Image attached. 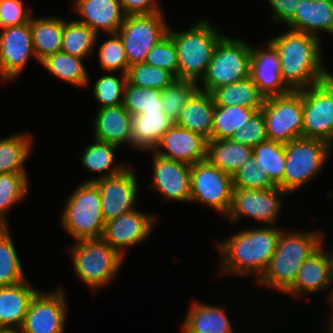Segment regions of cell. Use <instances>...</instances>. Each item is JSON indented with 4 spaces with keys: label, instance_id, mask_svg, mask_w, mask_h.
I'll return each mask as SVG.
<instances>
[{
    "label": "cell",
    "instance_id": "obj_1",
    "mask_svg": "<svg viewBox=\"0 0 333 333\" xmlns=\"http://www.w3.org/2000/svg\"><path fill=\"white\" fill-rule=\"evenodd\" d=\"M281 231L274 226L241 229L218 241L221 274L250 276L257 281L276 251Z\"/></svg>",
    "mask_w": 333,
    "mask_h": 333
},
{
    "label": "cell",
    "instance_id": "obj_2",
    "mask_svg": "<svg viewBox=\"0 0 333 333\" xmlns=\"http://www.w3.org/2000/svg\"><path fill=\"white\" fill-rule=\"evenodd\" d=\"M269 40L278 49L281 76L292 91L308 88L332 74L321 62L320 37L287 30Z\"/></svg>",
    "mask_w": 333,
    "mask_h": 333
},
{
    "label": "cell",
    "instance_id": "obj_3",
    "mask_svg": "<svg viewBox=\"0 0 333 333\" xmlns=\"http://www.w3.org/2000/svg\"><path fill=\"white\" fill-rule=\"evenodd\" d=\"M322 235L317 230H282L276 251L257 283L285 293L294 284L302 264L320 247Z\"/></svg>",
    "mask_w": 333,
    "mask_h": 333
},
{
    "label": "cell",
    "instance_id": "obj_4",
    "mask_svg": "<svg viewBox=\"0 0 333 333\" xmlns=\"http://www.w3.org/2000/svg\"><path fill=\"white\" fill-rule=\"evenodd\" d=\"M174 42L178 55V79L201 81L206 74L214 50L226 35L218 31L213 23L197 20L182 32L168 29L167 34Z\"/></svg>",
    "mask_w": 333,
    "mask_h": 333
},
{
    "label": "cell",
    "instance_id": "obj_5",
    "mask_svg": "<svg viewBox=\"0 0 333 333\" xmlns=\"http://www.w3.org/2000/svg\"><path fill=\"white\" fill-rule=\"evenodd\" d=\"M61 224L76 241L102 238L105 220L99 188L94 182L80 183L67 197Z\"/></svg>",
    "mask_w": 333,
    "mask_h": 333
},
{
    "label": "cell",
    "instance_id": "obj_6",
    "mask_svg": "<svg viewBox=\"0 0 333 333\" xmlns=\"http://www.w3.org/2000/svg\"><path fill=\"white\" fill-rule=\"evenodd\" d=\"M69 253L75 274L95 291L117 277L124 260L103 238L76 241Z\"/></svg>",
    "mask_w": 333,
    "mask_h": 333
},
{
    "label": "cell",
    "instance_id": "obj_7",
    "mask_svg": "<svg viewBox=\"0 0 333 333\" xmlns=\"http://www.w3.org/2000/svg\"><path fill=\"white\" fill-rule=\"evenodd\" d=\"M251 45L242 38L225 35L217 44L206 74L198 83L200 90L211 93L214 89L243 80L250 76Z\"/></svg>",
    "mask_w": 333,
    "mask_h": 333
},
{
    "label": "cell",
    "instance_id": "obj_8",
    "mask_svg": "<svg viewBox=\"0 0 333 333\" xmlns=\"http://www.w3.org/2000/svg\"><path fill=\"white\" fill-rule=\"evenodd\" d=\"M332 146L320 139L298 137L285 144L283 191L288 195L321 173Z\"/></svg>",
    "mask_w": 333,
    "mask_h": 333
},
{
    "label": "cell",
    "instance_id": "obj_9",
    "mask_svg": "<svg viewBox=\"0 0 333 333\" xmlns=\"http://www.w3.org/2000/svg\"><path fill=\"white\" fill-rule=\"evenodd\" d=\"M261 110L268 140L287 144L303 137V95L300 91L267 97Z\"/></svg>",
    "mask_w": 333,
    "mask_h": 333
},
{
    "label": "cell",
    "instance_id": "obj_10",
    "mask_svg": "<svg viewBox=\"0 0 333 333\" xmlns=\"http://www.w3.org/2000/svg\"><path fill=\"white\" fill-rule=\"evenodd\" d=\"M162 11L126 15L119 31L129 66L144 63L149 50L168 34L169 25Z\"/></svg>",
    "mask_w": 333,
    "mask_h": 333
},
{
    "label": "cell",
    "instance_id": "obj_11",
    "mask_svg": "<svg viewBox=\"0 0 333 333\" xmlns=\"http://www.w3.org/2000/svg\"><path fill=\"white\" fill-rule=\"evenodd\" d=\"M299 91L303 95V137L320 139L333 147V73Z\"/></svg>",
    "mask_w": 333,
    "mask_h": 333
},
{
    "label": "cell",
    "instance_id": "obj_12",
    "mask_svg": "<svg viewBox=\"0 0 333 333\" xmlns=\"http://www.w3.org/2000/svg\"><path fill=\"white\" fill-rule=\"evenodd\" d=\"M190 188V202L208 206L223 216L228 214L233 190L231 175L206 159L191 165Z\"/></svg>",
    "mask_w": 333,
    "mask_h": 333
},
{
    "label": "cell",
    "instance_id": "obj_13",
    "mask_svg": "<svg viewBox=\"0 0 333 333\" xmlns=\"http://www.w3.org/2000/svg\"><path fill=\"white\" fill-rule=\"evenodd\" d=\"M287 195L278 186L264 190L233 188L231 206L225 217L230 223L250 217L274 226L283 207L282 198Z\"/></svg>",
    "mask_w": 333,
    "mask_h": 333
},
{
    "label": "cell",
    "instance_id": "obj_14",
    "mask_svg": "<svg viewBox=\"0 0 333 333\" xmlns=\"http://www.w3.org/2000/svg\"><path fill=\"white\" fill-rule=\"evenodd\" d=\"M36 58L30 22L0 30V79L12 82ZM25 68V69H24Z\"/></svg>",
    "mask_w": 333,
    "mask_h": 333
},
{
    "label": "cell",
    "instance_id": "obj_15",
    "mask_svg": "<svg viewBox=\"0 0 333 333\" xmlns=\"http://www.w3.org/2000/svg\"><path fill=\"white\" fill-rule=\"evenodd\" d=\"M66 298L62 289L38 291L32 298L24 323L23 333H65Z\"/></svg>",
    "mask_w": 333,
    "mask_h": 333
},
{
    "label": "cell",
    "instance_id": "obj_16",
    "mask_svg": "<svg viewBox=\"0 0 333 333\" xmlns=\"http://www.w3.org/2000/svg\"><path fill=\"white\" fill-rule=\"evenodd\" d=\"M128 165L129 167L118 175L94 181L99 188L105 222L136 208L139 186L134 169Z\"/></svg>",
    "mask_w": 333,
    "mask_h": 333
},
{
    "label": "cell",
    "instance_id": "obj_17",
    "mask_svg": "<svg viewBox=\"0 0 333 333\" xmlns=\"http://www.w3.org/2000/svg\"><path fill=\"white\" fill-rule=\"evenodd\" d=\"M156 222V215L135 208L105 222L102 238L124 258L128 247L148 239Z\"/></svg>",
    "mask_w": 333,
    "mask_h": 333
},
{
    "label": "cell",
    "instance_id": "obj_18",
    "mask_svg": "<svg viewBox=\"0 0 333 333\" xmlns=\"http://www.w3.org/2000/svg\"><path fill=\"white\" fill-rule=\"evenodd\" d=\"M152 152V183L149 187L166 199L190 202L191 165Z\"/></svg>",
    "mask_w": 333,
    "mask_h": 333
},
{
    "label": "cell",
    "instance_id": "obj_19",
    "mask_svg": "<svg viewBox=\"0 0 333 333\" xmlns=\"http://www.w3.org/2000/svg\"><path fill=\"white\" fill-rule=\"evenodd\" d=\"M250 77L265 98L292 91L282 79L279 52L269 39L263 48L251 46Z\"/></svg>",
    "mask_w": 333,
    "mask_h": 333
},
{
    "label": "cell",
    "instance_id": "obj_20",
    "mask_svg": "<svg viewBox=\"0 0 333 333\" xmlns=\"http://www.w3.org/2000/svg\"><path fill=\"white\" fill-rule=\"evenodd\" d=\"M207 141L202 135L174 124L152 151L161 157L193 165L207 159Z\"/></svg>",
    "mask_w": 333,
    "mask_h": 333
},
{
    "label": "cell",
    "instance_id": "obj_21",
    "mask_svg": "<svg viewBox=\"0 0 333 333\" xmlns=\"http://www.w3.org/2000/svg\"><path fill=\"white\" fill-rule=\"evenodd\" d=\"M73 10L80 16L78 22L97 34L117 33L126 17L120 0H72Z\"/></svg>",
    "mask_w": 333,
    "mask_h": 333
},
{
    "label": "cell",
    "instance_id": "obj_22",
    "mask_svg": "<svg viewBox=\"0 0 333 333\" xmlns=\"http://www.w3.org/2000/svg\"><path fill=\"white\" fill-rule=\"evenodd\" d=\"M94 126V139L121 148L123 144L132 147V115L123 104L98 109L91 119Z\"/></svg>",
    "mask_w": 333,
    "mask_h": 333
},
{
    "label": "cell",
    "instance_id": "obj_23",
    "mask_svg": "<svg viewBox=\"0 0 333 333\" xmlns=\"http://www.w3.org/2000/svg\"><path fill=\"white\" fill-rule=\"evenodd\" d=\"M323 245L324 235H322L320 247L302 264L294 284L285 292L286 294L297 297L301 294L327 291L331 287L333 279Z\"/></svg>",
    "mask_w": 333,
    "mask_h": 333
},
{
    "label": "cell",
    "instance_id": "obj_24",
    "mask_svg": "<svg viewBox=\"0 0 333 333\" xmlns=\"http://www.w3.org/2000/svg\"><path fill=\"white\" fill-rule=\"evenodd\" d=\"M289 30L312 34L333 35V0H299L294 17L286 24Z\"/></svg>",
    "mask_w": 333,
    "mask_h": 333
},
{
    "label": "cell",
    "instance_id": "obj_25",
    "mask_svg": "<svg viewBox=\"0 0 333 333\" xmlns=\"http://www.w3.org/2000/svg\"><path fill=\"white\" fill-rule=\"evenodd\" d=\"M28 279L11 286L0 287V328H21L30 302L39 291Z\"/></svg>",
    "mask_w": 333,
    "mask_h": 333
},
{
    "label": "cell",
    "instance_id": "obj_26",
    "mask_svg": "<svg viewBox=\"0 0 333 333\" xmlns=\"http://www.w3.org/2000/svg\"><path fill=\"white\" fill-rule=\"evenodd\" d=\"M214 109L212 94L198 88L182 108L175 125L211 140Z\"/></svg>",
    "mask_w": 333,
    "mask_h": 333
},
{
    "label": "cell",
    "instance_id": "obj_27",
    "mask_svg": "<svg viewBox=\"0 0 333 333\" xmlns=\"http://www.w3.org/2000/svg\"><path fill=\"white\" fill-rule=\"evenodd\" d=\"M226 310L217 305L193 301L181 327L183 333H231L233 327Z\"/></svg>",
    "mask_w": 333,
    "mask_h": 333
},
{
    "label": "cell",
    "instance_id": "obj_28",
    "mask_svg": "<svg viewBox=\"0 0 333 333\" xmlns=\"http://www.w3.org/2000/svg\"><path fill=\"white\" fill-rule=\"evenodd\" d=\"M175 124L164 111L143 112L132 116V148L151 151Z\"/></svg>",
    "mask_w": 333,
    "mask_h": 333
},
{
    "label": "cell",
    "instance_id": "obj_29",
    "mask_svg": "<svg viewBox=\"0 0 333 333\" xmlns=\"http://www.w3.org/2000/svg\"><path fill=\"white\" fill-rule=\"evenodd\" d=\"M64 21L65 19L55 16L36 18L32 15L30 28L38 62L47 56L61 52Z\"/></svg>",
    "mask_w": 333,
    "mask_h": 333
},
{
    "label": "cell",
    "instance_id": "obj_30",
    "mask_svg": "<svg viewBox=\"0 0 333 333\" xmlns=\"http://www.w3.org/2000/svg\"><path fill=\"white\" fill-rule=\"evenodd\" d=\"M117 148L119 149L116 145L95 139L92 144L85 146L81 156L82 165L88 172L98 173L100 176L84 182H94L97 179L115 176L129 167L126 164L116 163Z\"/></svg>",
    "mask_w": 333,
    "mask_h": 333
},
{
    "label": "cell",
    "instance_id": "obj_31",
    "mask_svg": "<svg viewBox=\"0 0 333 333\" xmlns=\"http://www.w3.org/2000/svg\"><path fill=\"white\" fill-rule=\"evenodd\" d=\"M251 156L252 147L230 139H211L207 141V160L231 176Z\"/></svg>",
    "mask_w": 333,
    "mask_h": 333
},
{
    "label": "cell",
    "instance_id": "obj_32",
    "mask_svg": "<svg viewBox=\"0 0 333 333\" xmlns=\"http://www.w3.org/2000/svg\"><path fill=\"white\" fill-rule=\"evenodd\" d=\"M211 94L215 106H232L236 104L255 109L256 111L261 110L266 99L250 76L238 82L216 88Z\"/></svg>",
    "mask_w": 333,
    "mask_h": 333
},
{
    "label": "cell",
    "instance_id": "obj_33",
    "mask_svg": "<svg viewBox=\"0 0 333 333\" xmlns=\"http://www.w3.org/2000/svg\"><path fill=\"white\" fill-rule=\"evenodd\" d=\"M33 137L27 133L0 139V174H27L24 162L32 151Z\"/></svg>",
    "mask_w": 333,
    "mask_h": 333
},
{
    "label": "cell",
    "instance_id": "obj_34",
    "mask_svg": "<svg viewBox=\"0 0 333 333\" xmlns=\"http://www.w3.org/2000/svg\"><path fill=\"white\" fill-rule=\"evenodd\" d=\"M83 61L84 58L57 52L47 56L40 64L59 80L61 79L74 87H86L89 84L90 74H88Z\"/></svg>",
    "mask_w": 333,
    "mask_h": 333
},
{
    "label": "cell",
    "instance_id": "obj_35",
    "mask_svg": "<svg viewBox=\"0 0 333 333\" xmlns=\"http://www.w3.org/2000/svg\"><path fill=\"white\" fill-rule=\"evenodd\" d=\"M252 155L258 168L267 173L270 180L283 190V175L286 164L285 144L267 140L252 147Z\"/></svg>",
    "mask_w": 333,
    "mask_h": 333
},
{
    "label": "cell",
    "instance_id": "obj_36",
    "mask_svg": "<svg viewBox=\"0 0 333 333\" xmlns=\"http://www.w3.org/2000/svg\"><path fill=\"white\" fill-rule=\"evenodd\" d=\"M97 33L76 20L64 21L61 52L79 58L95 54Z\"/></svg>",
    "mask_w": 333,
    "mask_h": 333
},
{
    "label": "cell",
    "instance_id": "obj_37",
    "mask_svg": "<svg viewBox=\"0 0 333 333\" xmlns=\"http://www.w3.org/2000/svg\"><path fill=\"white\" fill-rule=\"evenodd\" d=\"M10 233L8 226H0V287L27 280Z\"/></svg>",
    "mask_w": 333,
    "mask_h": 333
},
{
    "label": "cell",
    "instance_id": "obj_38",
    "mask_svg": "<svg viewBox=\"0 0 333 333\" xmlns=\"http://www.w3.org/2000/svg\"><path fill=\"white\" fill-rule=\"evenodd\" d=\"M256 112L255 109L232 106H215L211 139H230Z\"/></svg>",
    "mask_w": 333,
    "mask_h": 333
},
{
    "label": "cell",
    "instance_id": "obj_39",
    "mask_svg": "<svg viewBox=\"0 0 333 333\" xmlns=\"http://www.w3.org/2000/svg\"><path fill=\"white\" fill-rule=\"evenodd\" d=\"M27 174H0V226H8L7 211L29 194Z\"/></svg>",
    "mask_w": 333,
    "mask_h": 333
},
{
    "label": "cell",
    "instance_id": "obj_40",
    "mask_svg": "<svg viewBox=\"0 0 333 333\" xmlns=\"http://www.w3.org/2000/svg\"><path fill=\"white\" fill-rule=\"evenodd\" d=\"M123 106L132 116L143 112L163 111L161 90L142 88L126 82Z\"/></svg>",
    "mask_w": 333,
    "mask_h": 333
},
{
    "label": "cell",
    "instance_id": "obj_41",
    "mask_svg": "<svg viewBox=\"0 0 333 333\" xmlns=\"http://www.w3.org/2000/svg\"><path fill=\"white\" fill-rule=\"evenodd\" d=\"M110 39L105 40L100 45H97L99 34L96 38L95 47L98 48V58L102 71L115 72L120 71V74H126L129 68L127 55L123 46L122 40L118 33H110Z\"/></svg>",
    "mask_w": 333,
    "mask_h": 333
},
{
    "label": "cell",
    "instance_id": "obj_42",
    "mask_svg": "<svg viewBox=\"0 0 333 333\" xmlns=\"http://www.w3.org/2000/svg\"><path fill=\"white\" fill-rule=\"evenodd\" d=\"M126 76L129 84L161 91L177 79L171 72L146 63L129 66Z\"/></svg>",
    "mask_w": 333,
    "mask_h": 333
},
{
    "label": "cell",
    "instance_id": "obj_43",
    "mask_svg": "<svg viewBox=\"0 0 333 333\" xmlns=\"http://www.w3.org/2000/svg\"><path fill=\"white\" fill-rule=\"evenodd\" d=\"M197 89L198 83L196 82L175 79L161 91L164 113L176 122L182 108Z\"/></svg>",
    "mask_w": 333,
    "mask_h": 333
},
{
    "label": "cell",
    "instance_id": "obj_44",
    "mask_svg": "<svg viewBox=\"0 0 333 333\" xmlns=\"http://www.w3.org/2000/svg\"><path fill=\"white\" fill-rule=\"evenodd\" d=\"M127 82L126 74L121 73L120 77L114 72H104L94 84V96L98 101V109L103 107L117 106L123 104L124 88Z\"/></svg>",
    "mask_w": 333,
    "mask_h": 333
},
{
    "label": "cell",
    "instance_id": "obj_45",
    "mask_svg": "<svg viewBox=\"0 0 333 333\" xmlns=\"http://www.w3.org/2000/svg\"><path fill=\"white\" fill-rule=\"evenodd\" d=\"M233 188L264 190L277 187L268 177L258 168L253 155L232 175Z\"/></svg>",
    "mask_w": 333,
    "mask_h": 333
},
{
    "label": "cell",
    "instance_id": "obj_46",
    "mask_svg": "<svg viewBox=\"0 0 333 333\" xmlns=\"http://www.w3.org/2000/svg\"><path fill=\"white\" fill-rule=\"evenodd\" d=\"M144 63L165 69L178 79L177 50L168 35L149 50Z\"/></svg>",
    "mask_w": 333,
    "mask_h": 333
},
{
    "label": "cell",
    "instance_id": "obj_47",
    "mask_svg": "<svg viewBox=\"0 0 333 333\" xmlns=\"http://www.w3.org/2000/svg\"><path fill=\"white\" fill-rule=\"evenodd\" d=\"M230 140L249 147L267 141L266 122L262 110L256 111L242 128L230 137Z\"/></svg>",
    "mask_w": 333,
    "mask_h": 333
},
{
    "label": "cell",
    "instance_id": "obj_48",
    "mask_svg": "<svg viewBox=\"0 0 333 333\" xmlns=\"http://www.w3.org/2000/svg\"><path fill=\"white\" fill-rule=\"evenodd\" d=\"M33 13L22 0H0V29L30 22Z\"/></svg>",
    "mask_w": 333,
    "mask_h": 333
},
{
    "label": "cell",
    "instance_id": "obj_49",
    "mask_svg": "<svg viewBox=\"0 0 333 333\" xmlns=\"http://www.w3.org/2000/svg\"><path fill=\"white\" fill-rule=\"evenodd\" d=\"M273 13L271 14V21L274 23L287 24L295 15L297 11L299 0H267Z\"/></svg>",
    "mask_w": 333,
    "mask_h": 333
},
{
    "label": "cell",
    "instance_id": "obj_50",
    "mask_svg": "<svg viewBox=\"0 0 333 333\" xmlns=\"http://www.w3.org/2000/svg\"><path fill=\"white\" fill-rule=\"evenodd\" d=\"M126 15L152 14L161 10L157 0H120Z\"/></svg>",
    "mask_w": 333,
    "mask_h": 333
},
{
    "label": "cell",
    "instance_id": "obj_51",
    "mask_svg": "<svg viewBox=\"0 0 333 333\" xmlns=\"http://www.w3.org/2000/svg\"><path fill=\"white\" fill-rule=\"evenodd\" d=\"M326 255L329 261V266H330V272H331V276L333 279V248L331 251H326Z\"/></svg>",
    "mask_w": 333,
    "mask_h": 333
},
{
    "label": "cell",
    "instance_id": "obj_52",
    "mask_svg": "<svg viewBox=\"0 0 333 333\" xmlns=\"http://www.w3.org/2000/svg\"><path fill=\"white\" fill-rule=\"evenodd\" d=\"M0 333H23L21 328H0Z\"/></svg>",
    "mask_w": 333,
    "mask_h": 333
},
{
    "label": "cell",
    "instance_id": "obj_53",
    "mask_svg": "<svg viewBox=\"0 0 333 333\" xmlns=\"http://www.w3.org/2000/svg\"><path fill=\"white\" fill-rule=\"evenodd\" d=\"M331 316L330 317H328V320L329 321H327L328 323H327V329H328V331L329 332H327V333H333V312H332V314H330Z\"/></svg>",
    "mask_w": 333,
    "mask_h": 333
},
{
    "label": "cell",
    "instance_id": "obj_54",
    "mask_svg": "<svg viewBox=\"0 0 333 333\" xmlns=\"http://www.w3.org/2000/svg\"><path fill=\"white\" fill-rule=\"evenodd\" d=\"M332 289V290H331ZM331 289H329L328 293V301H330L331 305L333 304V280H332V284H331ZM331 290V291H330ZM333 306V305H332Z\"/></svg>",
    "mask_w": 333,
    "mask_h": 333
}]
</instances>
